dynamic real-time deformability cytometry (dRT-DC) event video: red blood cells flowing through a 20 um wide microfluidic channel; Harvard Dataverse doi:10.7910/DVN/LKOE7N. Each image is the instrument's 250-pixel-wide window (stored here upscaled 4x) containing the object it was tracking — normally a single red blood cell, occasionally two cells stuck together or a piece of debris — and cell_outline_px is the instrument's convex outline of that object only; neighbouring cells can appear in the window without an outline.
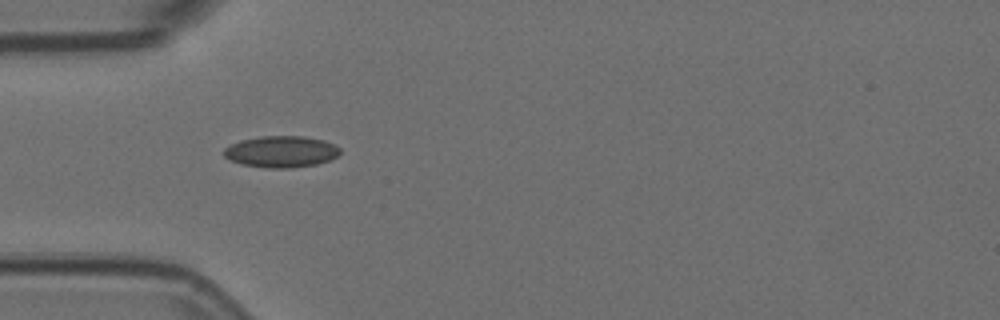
{"species": "Egyptian fruit bat (a non-hibernating species)", "species_latin": "Rousettus aegyptiacus", "temperature_condition": "room temperature", "stored_images_in_passage": 6, "camera_frame_rate_fps": 3000, "um_per_image_px": 0.085, "animal": {"sex": "female"}, "frame": {"image": 1, "passage_image": 5, "time_ms": 1.333, "image_size_px": [1000, 320], "cell_outline_px": [[340, 152], [336, 156], [328, 160], [316, 164], [288, 168], [272, 168], [240, 164], [224, 156], [224, 148], [240, 140], [260, 136], [304, 136], [324, 140], [336, 144], [340, 148]], "centroid_in_image_um": [23.91, 12.88], "position_along_channel_um": 61.1, "area_um2": 21.21}}
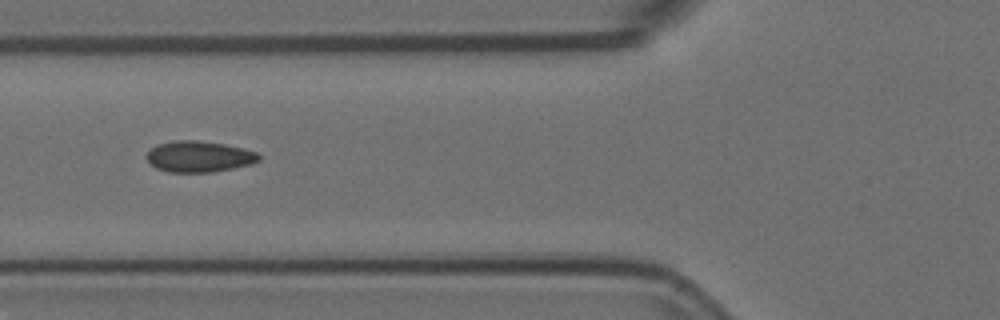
{"frame": {"image": 2, "passage_image": 6, "time_ms": 1.667, "image_size_px": [1000, 320], "cell_outline_px": [[260, 160], [252, 164], [212, 172], [168, 172], [156, 168], [148, 160], [148, 152], [156, 144], [172, 140], [196, 140], [224, 144], [244, 148], [256, 152], [260, 156]], "centroid_in_image_um": [16.93, 13.3], "position_along_channel_um": 108.9, "area_um2": 20.29}}